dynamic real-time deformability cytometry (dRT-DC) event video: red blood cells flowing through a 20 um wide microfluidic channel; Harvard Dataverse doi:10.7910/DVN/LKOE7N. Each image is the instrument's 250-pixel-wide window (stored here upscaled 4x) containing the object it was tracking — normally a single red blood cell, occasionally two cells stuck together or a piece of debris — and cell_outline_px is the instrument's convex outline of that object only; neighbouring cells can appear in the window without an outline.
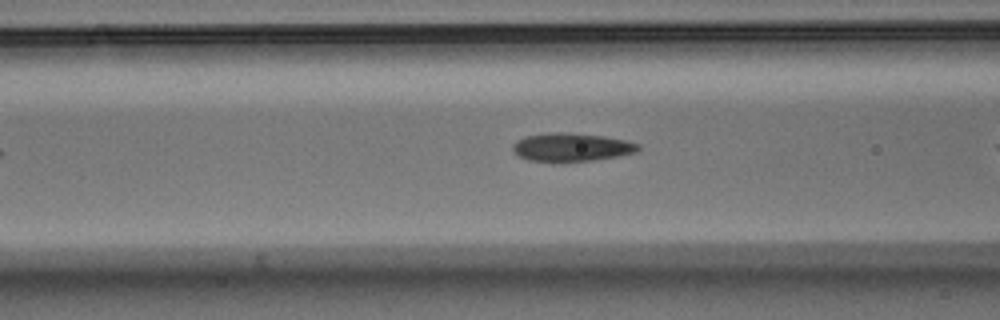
{"species": "Egyptian fruit bat (a non-hibernating species)", "species_latin": "Rousettus aegyptiacus", "temperature_condition": "warm", "stored_images_in_passage": 29, "camera_frame_rate_fps": 3000, "um_per_image_px": 0.085, "animal": {"sex": "male"}, "frame": {"image": 1, "passage_image": 7, "time_ms": 2.0, "image_size_px": [1000, 320], "cell_outline_px": [[640, 148], [636, 152], [616, 156], [592, 160], [552, 164], [528, 160], [512, 152], [512, 144], [516, 140], [524, 136], [548, 132], [568, 132], [604, 136], [624, 140], [640, 144]], "centroid_in_image_um": [48.49, 12.53], "position_along_channel_um": 118.1, "area_um2": 21.33}}
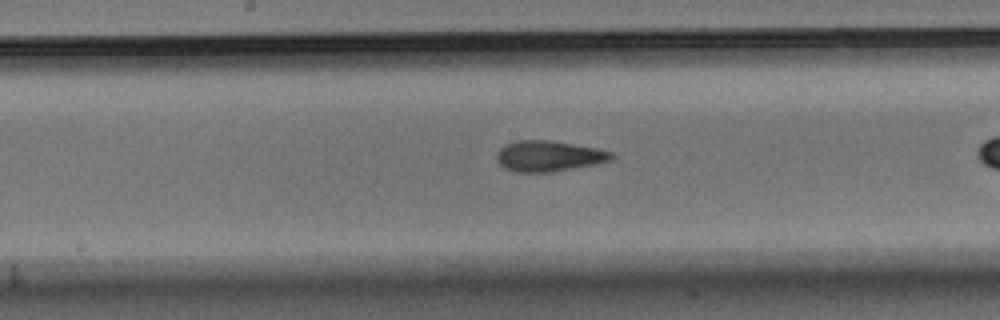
{"frame": {"image": 2, "passage_image": 14, "time_ms": 4.333, "image_size_px": [1000, 320], "cell_outline_px": [[616, 156], [612, 160], [596, 164], [552, 172], [512, 172], [504, 168], [496, 160], [496, 152], [504, 144], [516, 140], [548, 140], [596, 148], [612, 152]], "centroid_in_image_um": [46.61, 13.27], "position_along_channel_um": 201.6, "area_um2": 20.75}}
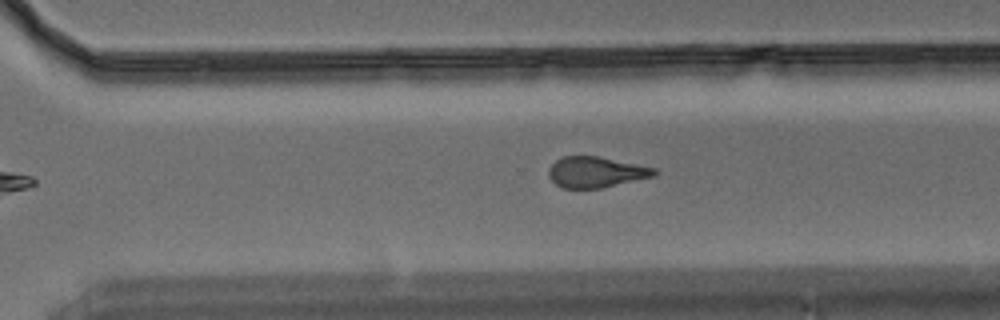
{"frame": {"image": 3, "passage_image": 24, "time_ms": 7.667, "image_size_px": [1000, 320], "cell_outline_px": [[660, 172], [656, 176], [600, 188], [564, 188], [556, 184], [548, 176], [548, 168], [556, 160], [564, 156], [600, 156], [656, 168]], "centroid_in_image_um": [50.69, 14.62], "position_along_channel_um": 319.9, "area_um2": 19.07}}